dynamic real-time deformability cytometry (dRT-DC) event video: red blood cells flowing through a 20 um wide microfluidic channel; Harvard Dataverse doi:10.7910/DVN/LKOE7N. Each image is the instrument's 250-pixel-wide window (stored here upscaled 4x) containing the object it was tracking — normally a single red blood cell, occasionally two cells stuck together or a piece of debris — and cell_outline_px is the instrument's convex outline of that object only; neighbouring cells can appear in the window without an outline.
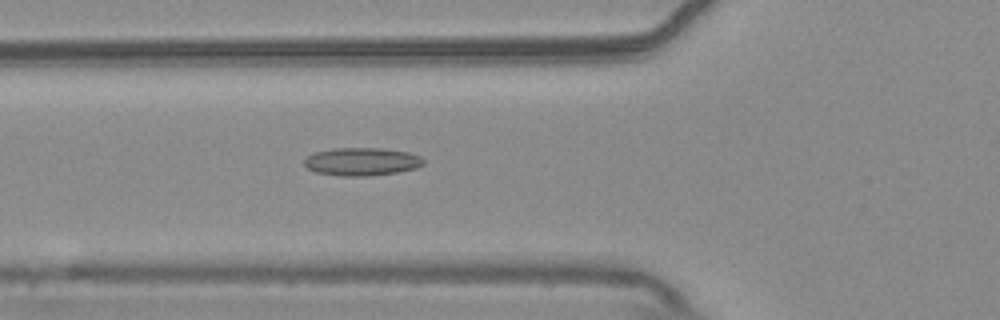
{"species": "common noctule bat (a hibernating species)", "species_latin": "Nyctalus noctula", "temperature_condition": "warm", "stored_images_in_passage": 41, "camera_frame_rate_fps": 3000, "um_per_image_px": 0.085, "animal": {"sex": "male", "body_mass_g": 20.4}, "frame": {"image": 1, "passage_image": 7, "time_ms": 2.0, "image_size_px": [1000, 320], "cell_outline_px": [[424, 164], [416, 168], [400, 172], [368, 176], [340, 176], [316, 172], [308, 168], [304, 164], [304, 160], [308, 156], [316, 152], [332, 148], [380, 148], [408, 152], [420, 156], [424, 160]], "centroid_in_image_um": [30.77, 13.74], "position_along_channel_um": 95.0, "area_um2": 19.48}}
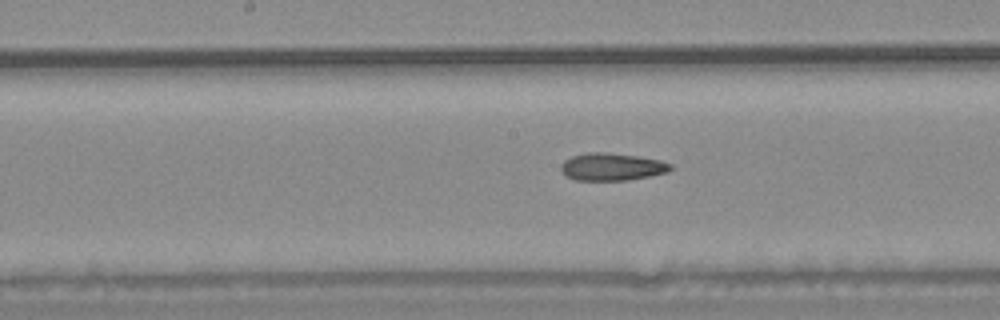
{"frame": {"image": 2, "passage_image": 15, "time_ms": 4.667, "image_size_px": [1000, 320], "cell_outline_px": [[672, 168], [668, 172], [628, 180], [576, 180], [568, 176], [560, 168], [560, 164], [564, 160], [572, 156], [588, 152], [604, 152], [636, 156], [660, 160], [672, 164]], "centroid_in_image_um": [52.01, 14.17], "position_along_channel_um": 196.2, "area_um2": 17.4}}
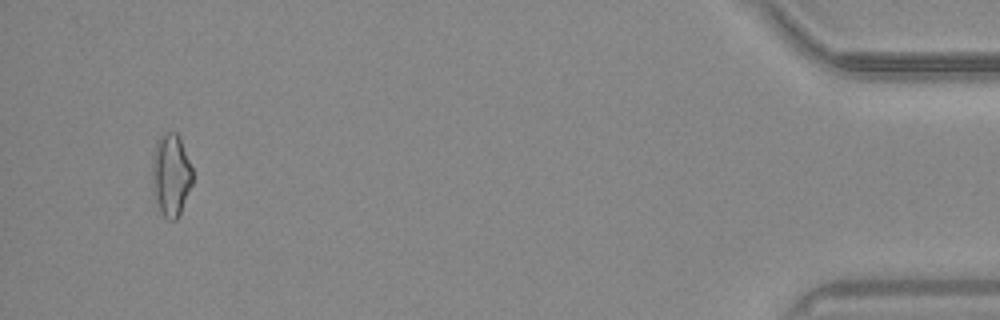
{"frame": {"image": 3, "passage_image": 39, "time_ms": 12.667, "image_size_px": [1000, 320], "cell_outline_px": [[192, 184], [180, 212], [176, 220], [168, 220], [160, 212], [152, 196], [152, 156], [156, 140], [164, 132], [176, 132], [180, 136], [192, 168]], "centroid_in_image_um": [14.5, 14.86], "position_along_channel_um": 420.7, "area_um2": 19.77}, "authors_computed_cell_mechanics": {"area_um2": 17.4556, "velocity_mm_per_s": 3.7715, "shape_relaxation_time_tau1_ms": null, "shape_relaxation_time_tau2_ms": 7.3634, "deformation_change_tau1": null, "deformation_change_tau2": 0.1923}}